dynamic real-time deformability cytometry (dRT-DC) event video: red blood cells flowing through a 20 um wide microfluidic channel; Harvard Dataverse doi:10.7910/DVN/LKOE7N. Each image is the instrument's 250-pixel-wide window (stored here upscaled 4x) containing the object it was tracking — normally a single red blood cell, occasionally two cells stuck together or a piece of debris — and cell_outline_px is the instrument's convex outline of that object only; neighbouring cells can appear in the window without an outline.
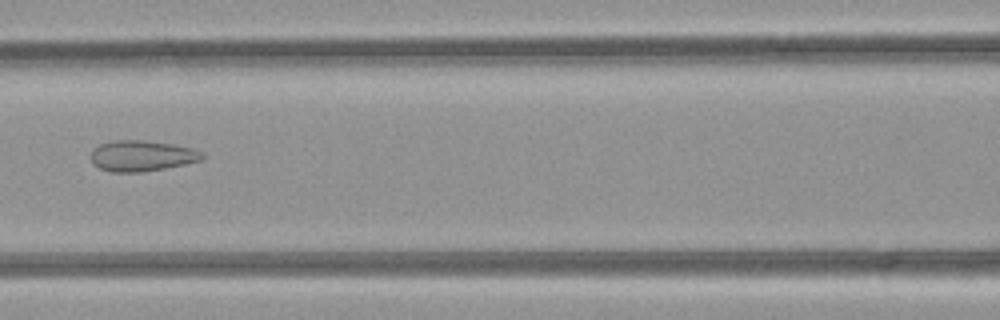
{"species": "common noctule bat (a hibernating species)", "species_latin": "Nyctalus noctula", "temperature_condition": "room temperature", "stored_images_in_passage": 50, "camera_frame_rate_fps": 3000, "um_per_image_px": 0.085, "animal": {"sex": "female", "body_mass_g": 21.9}, "frame": {"image": 1, "passage_image": 23, "time_ms": 7.333, "image_size_px": [1000, 320], "cell_outline_px": [[204, 160], [164, 168], [140, 172], [112, 172], [100, 168], [92, 164], [92, 152], [100, 144], [112, 140], [144, 140], [172, 144], [192, 148], [204, 152]], "centroid_in_image_um": [12.09, 13.24], "position_along_channel_um": 154.5, "area_um2": 19.94}}
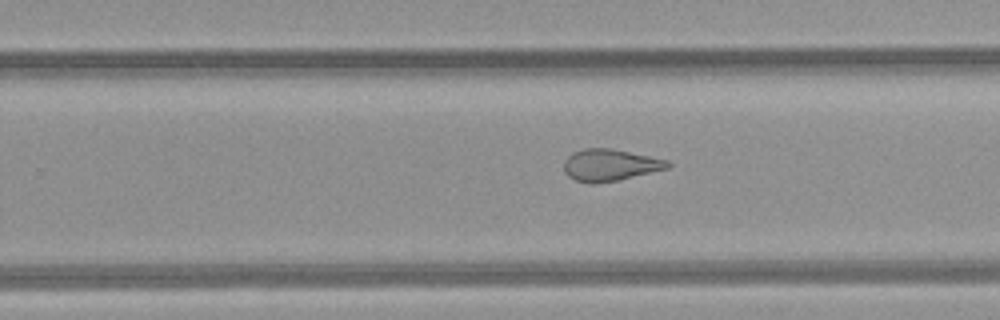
{"frame": {"image": 2, "passage_image": 32, "time_ms": 10.333, "image_size_px": [1000, 320], "cell_outline_px": [[672, 164], [668, 168], [616, 180], [596, 184], [588, 184], [576, 180], [568, 176], [564, 172], [564, 160], [572, 152], [584, 148], [608, 148], [668, 160]], "centroid_in_image_um": [51.8, 14.03], "position_along_channel_um": 278.0, "area_um2": 19.07}}
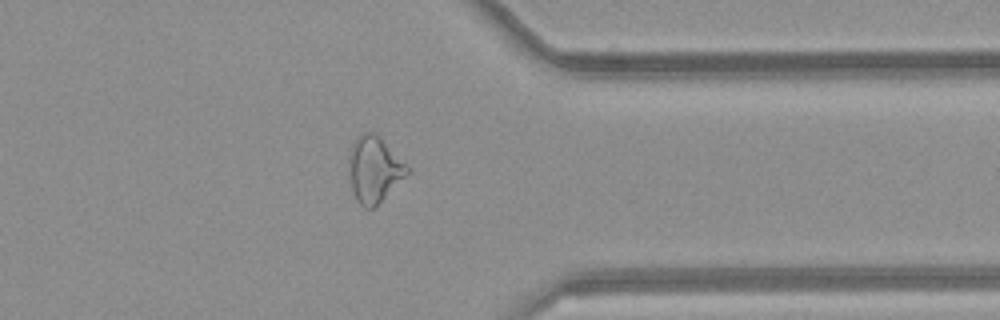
{"frame": {"image": 3, "passage_image": 40, "time_ms": 13.0, "image_size_px": [1000, 320], "cell_outline_px": [[408, 172], [372, 208], [364, 208], [356, 200], [352, 192], [352, 144], [356, 136], [360, 132], [376, 132], [380, 136], [408, 168]], "centroid_in_image_um": [31.8, 14.35], "position_along_channel_um": 379.6, "area_um2": 21.1}, "authors_computed_cell_mechanics": {"area_um2": 23.2356, "velocity_mm_per_s": 4.1252, "shape_relaxation_time_tau1_ms": null, "shape_relaxation_time_tau2_ms": 1.6433, "deformation_change_tau1": null, "deformation_change_tau2": 0.0979}}